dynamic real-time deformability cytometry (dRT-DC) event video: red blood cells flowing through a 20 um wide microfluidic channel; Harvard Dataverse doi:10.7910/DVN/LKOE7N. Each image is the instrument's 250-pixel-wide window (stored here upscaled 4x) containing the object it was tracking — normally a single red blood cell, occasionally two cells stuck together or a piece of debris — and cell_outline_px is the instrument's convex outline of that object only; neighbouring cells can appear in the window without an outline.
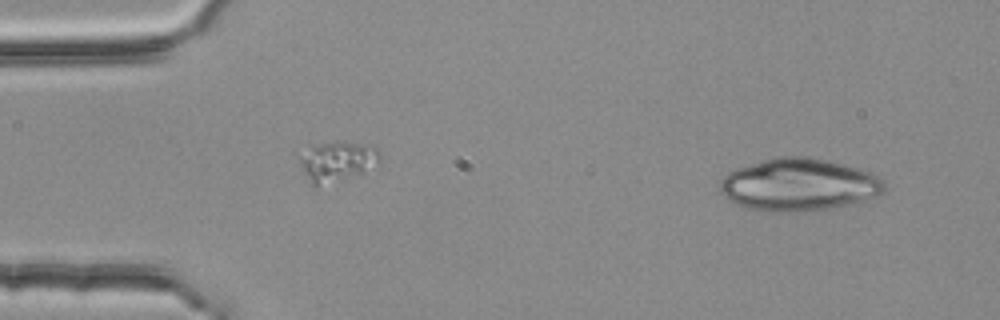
{"species": "common noctule bat (a hibernating species)", "species_latin": "Nyctalus noctula", "temperature_condition": "room temperature", "stored_images_in_passage": 2, "camera_frame_rate_fps": 3000, "um_per_image_px": 0.085, "animal": {"sex": "female", "body_mass_g": 25.1}, "frame": {"image": 1, "passage_image": 1, "time_ms": 0.0, "image_size_px": [1000, 320], "cell_outline_px": [[884, 192], [876, 196], [864, 200], [828, 208], [800, 212], [764, 212], [748, 208], [736, 204], [728, 200], [720, 192], [720, 180], [728, 172], [736, 168], [764, 160], [784, 156], [800, 156], [840, 164], [856, 168], [868, 172], [884, 180]], "centroid_in_image_um": [67.83, 15.73], "position_along_channel_um": 17.2, "area_um2": 49.65}}